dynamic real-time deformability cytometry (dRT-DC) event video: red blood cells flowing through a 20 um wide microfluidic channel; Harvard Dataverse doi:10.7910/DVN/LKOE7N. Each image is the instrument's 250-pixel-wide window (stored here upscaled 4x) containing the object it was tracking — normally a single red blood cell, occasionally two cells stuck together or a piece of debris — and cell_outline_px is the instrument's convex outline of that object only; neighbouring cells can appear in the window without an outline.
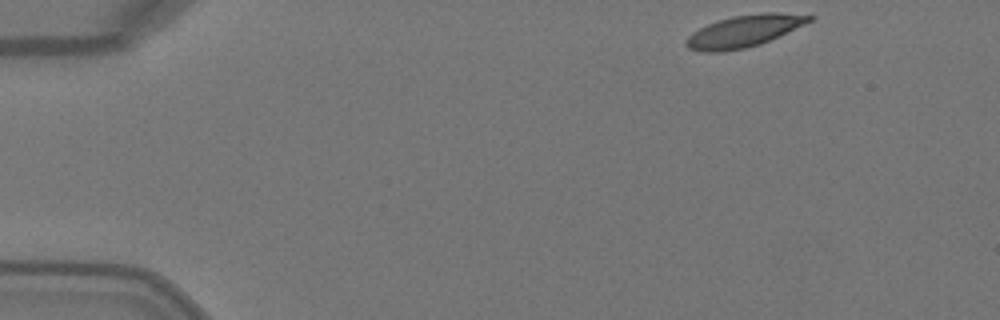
{"species": "Egyptian fruit bat (a non-hibernating species)", "species_latin": "Rousettus aegyptiacus", "temperature_condition": "warm", "stored_images_in_passage": 5, "camera_frame_rate_fps": 3000, "um_per_image_px": 0.085, "animal": {"sex": "female"}, "frame": {"image": 1, "passage_image": 1, "time_ms": 0.0, "image_size_px": [1000, 320], "cell_outline_px": [[816, 16], [812, 20], [804, 24], [760, 44], [744, 48], [720, 52], [700, 52], [688, 48], [684, 44], [684, 40], [692, 32], [708, 24], [732, 16], [760, 12], [776, 12]], "centroid_in_image_um": [63.19, 2.64], "position_along_channel_um": 21.8, "area_um2": 22.72}}
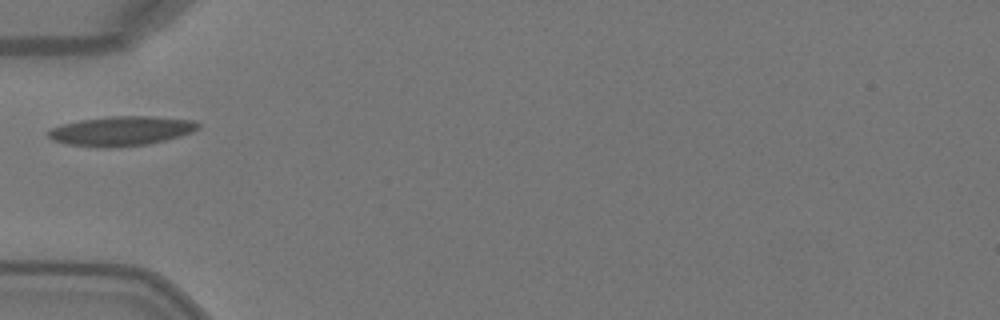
{"frame": {"image": 2, "passage_image": 4, "time_ms": 1.0, "image_size_px": [1000, 320], "cell_outline_px": [[200, 128], [192, 132], [180, 136], [148, 144], [120, 148], [104, 148], [68, 144], [52, 140], [44, 132], [52, 128], [64, 124], [80, 120], [108, 116], [152, 116], [192, 120], [200, 124]], "centroid_in_image_um": [10.3, 11.14], "position_along_channel_um": 74.7, "area_um2": 25.95}}
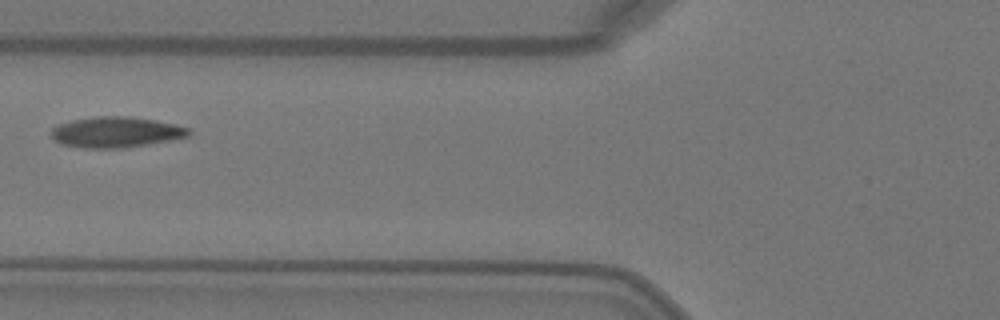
{"frame": {"image": 3, "passage_image": 5, "time_ms": 1.333, "image_size_px": [1000, 320], "cell_outline_px": [[192, 132], [188, 136], [172, 140], [124, 148], [80, 148], [60, 144], [52, 136], [52, 128], [56, 124], [72, 120], [96, 116], [128, 116], [156, 120], [176, 124], [192, 128]], "centroid_in_image_um": [9.89, 11.23], "position_along_channel_um": 115.9, "area_um2": 24.91}}